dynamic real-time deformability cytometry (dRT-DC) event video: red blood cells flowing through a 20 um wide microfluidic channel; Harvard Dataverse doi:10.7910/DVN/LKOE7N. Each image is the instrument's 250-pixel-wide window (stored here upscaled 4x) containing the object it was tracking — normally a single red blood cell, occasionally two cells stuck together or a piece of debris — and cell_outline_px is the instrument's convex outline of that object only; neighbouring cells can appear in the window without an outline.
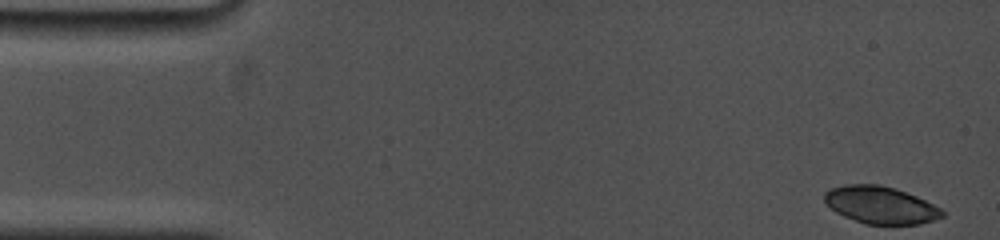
{"species": "common noctule bat (a hibernating species)", "species_latin": "Nyctalus noctula", "temperature_condition": "cold", "stored_images_in_passage": 16, "camera_frame_rate_fps": 5000, "um_per_image_px": 0.085, "animal": {"sex": "female", "body_mass_g": 19.0, "forearm_length_mm": 53.3}, "frame": {"image": 1, "passage_image": 1, "time_ms": 0.0, "image_size_px": [1000, 240], "cell_outline_px": [[944, 216], [936, 220], [920, 224], [864, 224], [844, 216], [836, 212], [824, 200], [824, 192], [832, 188], [844, 184], [880, 184], [896, 188], [916, 196], [940, 208], [944, 212]], "centroid_in_image_um": [74.85, 17.42], "position_along_channel_um": 10.1, "area_um2": 25.61}}
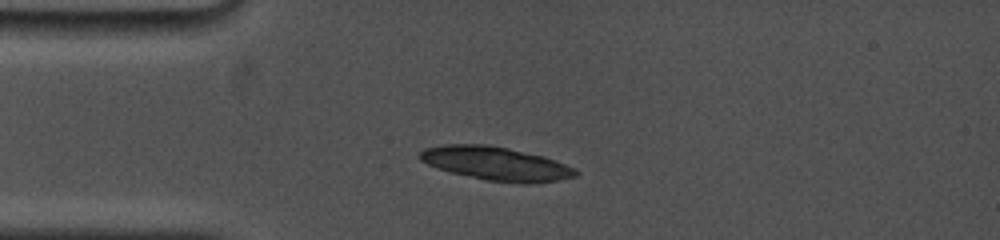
{"frame": {"image": 2, "passage_image": 14, "time_ms": 3.6, "image_size_px": [1000, 240], "cell_outline_px": [[580, 172], [576, 176], [556, 180], [528, 184], [524, 184], [488, 180], [452, 172], [428, 164], [420, 160], [420, 152], [424, 148], [444, 144], [488, 144], [508, 148], [544, 156], [576, 168]], "centroid_in_image_um": [42.2, 13.89], "position_along_channel_um": 42.8, "area_um2": 30.29}}